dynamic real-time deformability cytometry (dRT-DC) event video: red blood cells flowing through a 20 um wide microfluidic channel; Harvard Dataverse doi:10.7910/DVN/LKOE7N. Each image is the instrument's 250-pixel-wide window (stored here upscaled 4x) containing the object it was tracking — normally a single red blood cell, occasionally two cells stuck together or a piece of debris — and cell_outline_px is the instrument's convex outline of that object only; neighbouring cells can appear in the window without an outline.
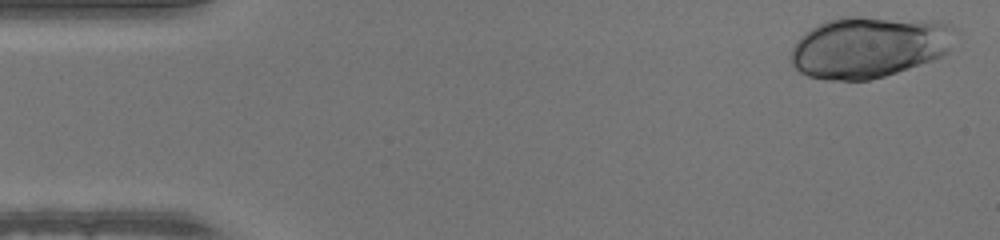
{"species": "human", "species_latin": "Homo sapiens", "temperature_condition": "warm", "stored_images_in_passage": 47, "camera_frame_rate_fps": 3000, "um_per_image_px": 0.085, "donor": {"sex": "male"}, "frame": {"image": 1, "passage_image": 1, "time_ms": 0.0, "image_size_px": [1000, 240], "cell_outline_px": [[960, 32], [948, 52], [932, 60], [884, 76], [868, 80], [824, 80], [808, 76], [800, 72], [792, 64], [788, 56], [796, 40], [804, 32], [828, 20], [840, 16], [860, 16], [948, 20], [960, 28]], "centroid_in_image_um": [73.96, 3.95], "position_along_channel_um": 11.0, "area_um2": 60.34}}
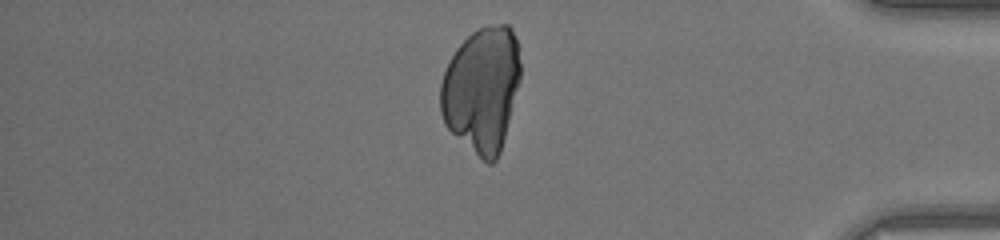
{"frame": {"image": 2, "passage_image": 40, "time_ms": 13.0, "image_size_px": [1000, 240], "cell_outline_px": [[520, 80], [500, 152], [496, 160], [492, 164], [488, 164], [452, 132], [444, 124], [440, 112], [440, 84], [444, 72], [456, 48], [476, 28], [488, 24], [508, 24], [512, 28], [516, 36], [520, 64]], "centroid_in_image_um": [40.95, 7.55], "position_along_channel_um": 394.2, "area_um2": 58.2}}
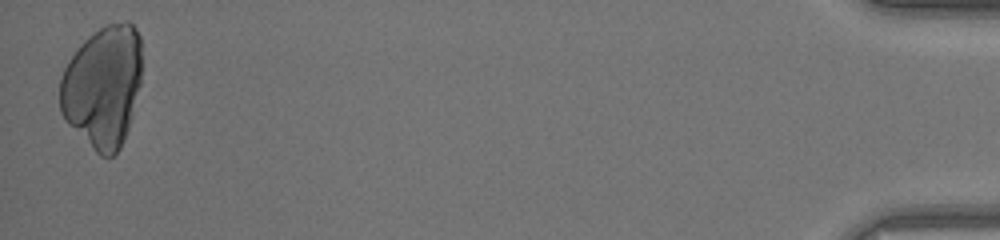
{"frame": {"image": 3, "passage_image": 47, "time_ms": 15.333, "image_size_px": [1000, 240], "cell_outline_px": [[140, 84], [132, 116], [128, 128], [120, 148], [112, 156], [100, 156], [68, 124], [60, 112], [60, 80], [64, 68], [68, 60], [80, 44], [88, 36], [104, 24], [124, 20], [128, 20], [136, 28], [140, 36]], "centroid_in_image_um": [8.73, 7.32], "position_along_channel_um": 426.5, "area_um2": 58.44}}